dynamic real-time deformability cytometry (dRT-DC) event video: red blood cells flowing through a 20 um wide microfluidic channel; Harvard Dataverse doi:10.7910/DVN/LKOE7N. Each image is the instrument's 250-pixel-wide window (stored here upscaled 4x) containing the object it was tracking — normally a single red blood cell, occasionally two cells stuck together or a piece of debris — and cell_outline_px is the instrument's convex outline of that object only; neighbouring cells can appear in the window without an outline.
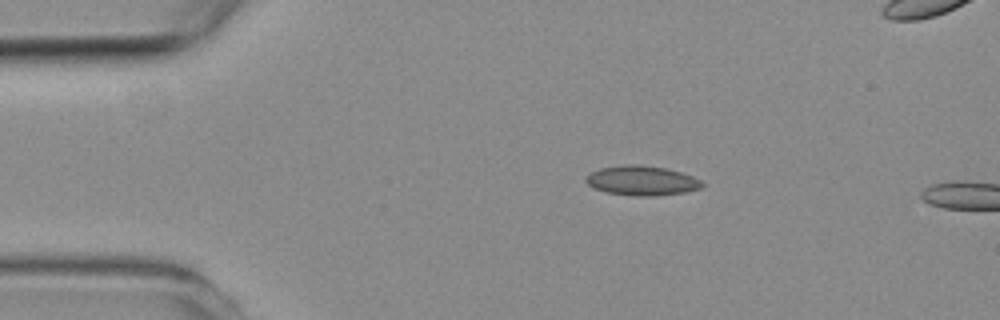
{"species": "common noctule bat (a hibernating species)", "species_latin": "Nyctalus noctula", "temperature_condition": "room temperature", "stored_images_in_passage": 4, "camera_frame_rate_fps": 3000, "um_per_image_px": 0.085, "animal": {"sex": "female", "body_mass_g": 19.3, "forearm_length_mm": 54.1}, "frame": {"image": 1, "passage_image": 4, "time_ms": 3.333, "image_size_px": [1000, 320], "cell_outline_px": [[704, 184], [700, 188], [684, 192], [656, 196], [632, 196], [608, 192], [596, 188], [588, 184], [584, 180], [592, 172], [600, 168], [624, 164], [636, 164], [664, 168], [680, 172], [692, 176], [700, 180]], "centroid_in_image_um": [54.56, 15.35], "position_along_channel_um": 30.4, "area_um2": 19.83}}